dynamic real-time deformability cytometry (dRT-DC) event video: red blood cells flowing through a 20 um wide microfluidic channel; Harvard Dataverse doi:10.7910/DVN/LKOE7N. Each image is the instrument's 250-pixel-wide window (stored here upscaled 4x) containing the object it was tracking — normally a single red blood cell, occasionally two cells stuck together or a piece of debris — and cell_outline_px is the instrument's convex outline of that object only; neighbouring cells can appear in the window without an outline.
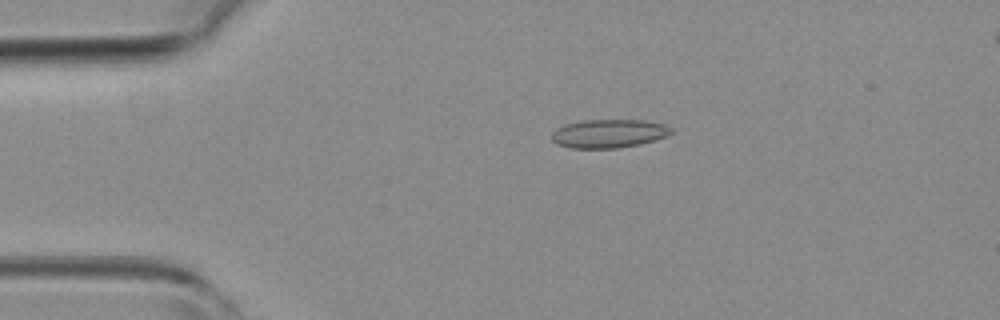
{"species": "common noctule bat (a hibernating species)", "species_latin": "Nyctalus noctula", "temperature_condition": "room temperature", "stored_images_in_passage": 4, "segment_of_instrument_passage": [1, 2], "camera_frame_rate_fps": 3000, "um_per_image_px": 0.085, "animal": {"sex": "female", "body_mass_g": 19.3, "forearm_length_mm": 54.1}, "frame": {"image": 1, "passage_image": 2, "time_ms": 1.0, "image_size_px": [1000, 320], "cell_outline_px": [[672, 132], [664, 136], [640, 144], [616, 148], [572, 148], [556, 144], [552, 140], [552, 132], [556, 128], [564, 124], [580, 120], [644, 120], [664, 124], [672, 128]], "centroid_in_image_um": [51.69, 11.34], "position_along_channel_um": 33.3, "area_um2": 19.83}}